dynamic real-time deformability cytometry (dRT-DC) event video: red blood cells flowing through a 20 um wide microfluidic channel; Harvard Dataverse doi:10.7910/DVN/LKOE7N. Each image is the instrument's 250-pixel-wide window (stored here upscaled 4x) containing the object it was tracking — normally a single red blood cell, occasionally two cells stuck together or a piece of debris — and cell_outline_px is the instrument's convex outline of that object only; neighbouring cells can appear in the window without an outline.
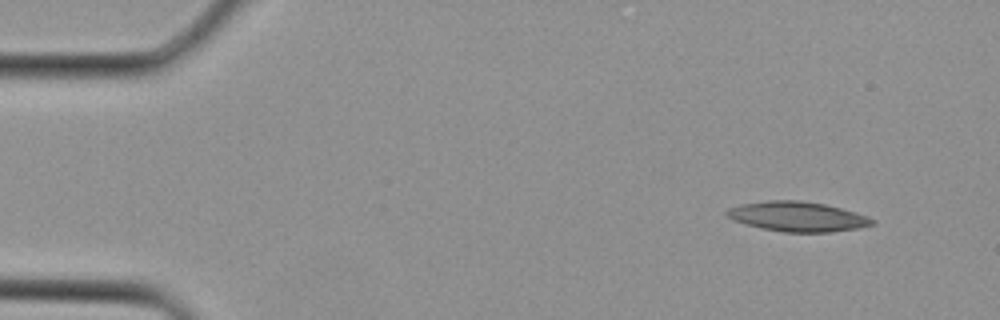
{"species": "Egyptian fruit bat (a non-hibernating species)", "species_latin": "Rousettus aegyptiacus", "temperature_condition": "cold", "stored_images_in_passage": 4, "camera_frame_rate_fps": 3000, "um_per_image_px": 0.085, "animal": {"sex": "female"}, "frame": {"image": 1, "passage_image": 4, "time_ms": 1.0, "image_size_px": [1000, 320], "cell_outline_px": [[876, 224], [856, 228], [828, 232], [784, 232], [760, 228], [732, 220], [724, 212], [728, 208], [740, 204], [768, 200], [800, 200], [824, 204], [856, 212], [868, 216], [876, 220]], "centroid_in_image_um": [67.78, 18.4], "position_along_channel_um": 17.2, "area_um2": 25.32}}